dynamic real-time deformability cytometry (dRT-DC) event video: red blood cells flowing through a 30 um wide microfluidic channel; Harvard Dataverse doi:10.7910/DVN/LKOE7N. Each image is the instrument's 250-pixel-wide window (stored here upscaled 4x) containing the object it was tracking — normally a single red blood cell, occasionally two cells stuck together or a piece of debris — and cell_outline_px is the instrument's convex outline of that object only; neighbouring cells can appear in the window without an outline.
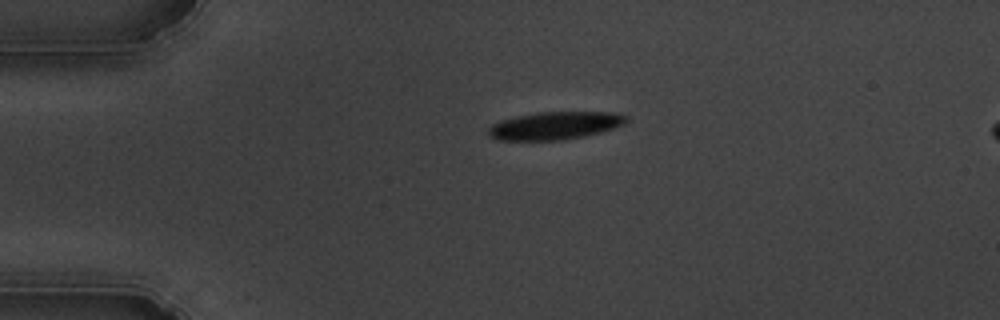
{"species": "common noctule bat (a hibernating species)", "species_latin": "Nyctalus noctula", "temperature_condition": "cold", "stored_images_in_passage": 11, "camera_frame_rate_fps": 3000, "um_per_image_px": 0.085, "animal": {"sex": "male", "body_mass_g": 19.5, "forearm_length_mm": 54.6}, "frame": {"image": 1, "passage_image": 1, "time_ms": 0.0, "image_size_px": [1000, 320], "cell_outline_px": [[628, 120], [624, 124], [600, 132], [584, 136], [564, 140], [496, 140], [488, 136], [488, 128], [492, 124], [500, 120], [516, 116], [536, 112], [612, 112], [628, 116]], "centroid_in_image_um": [47.13, 10.67], "position_along_channel_um": 37.9, "area_um2": 22.43}}